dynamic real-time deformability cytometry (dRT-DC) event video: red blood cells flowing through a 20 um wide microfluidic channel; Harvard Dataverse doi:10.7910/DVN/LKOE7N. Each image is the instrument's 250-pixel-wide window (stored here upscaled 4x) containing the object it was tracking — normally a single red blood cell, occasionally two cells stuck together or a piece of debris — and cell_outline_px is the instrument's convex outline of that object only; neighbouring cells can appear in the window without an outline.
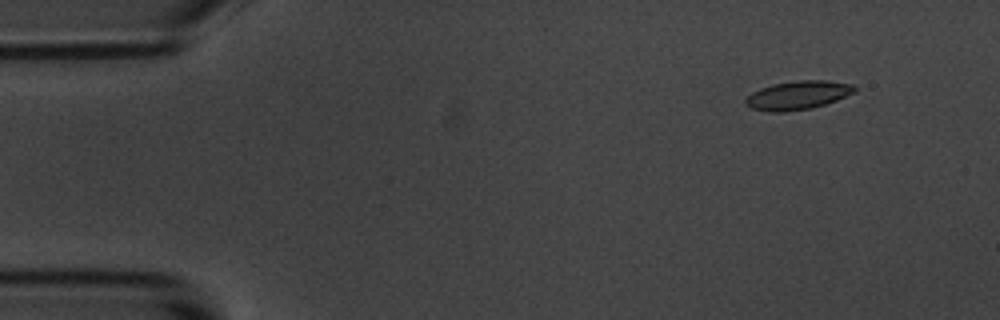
{"species": "common noctule bat (a hibernating species)", "species_latin": "Nyctalus noctula", "temperature_condition": "room temperature", "stored_images_in_passage": 4, "camera_frame_rate_fps": 3000, "um_per_image_px": 0.085, "animal": {"sex": "male", "body_mass_g": 20.1, "forearm_length_mm": 53.5}, "frame": {"image": 1, "passage_image": 1, "time_ms": 0.0, "image_size_px": [1000, 320], "cell_outline_px": [[856, 92], [836, 100], [812, 108], [784, 112], [772, 112], [752, 108], [744, 104], [744, 100], [752, 92], [760, 88], [772, 84], [796, 80], [824, 80], [856, 84]], "centroid_in_image_um": [67.83, 8.08], "position_along_channel_um": 17.2, "area_um2": 18.32}}
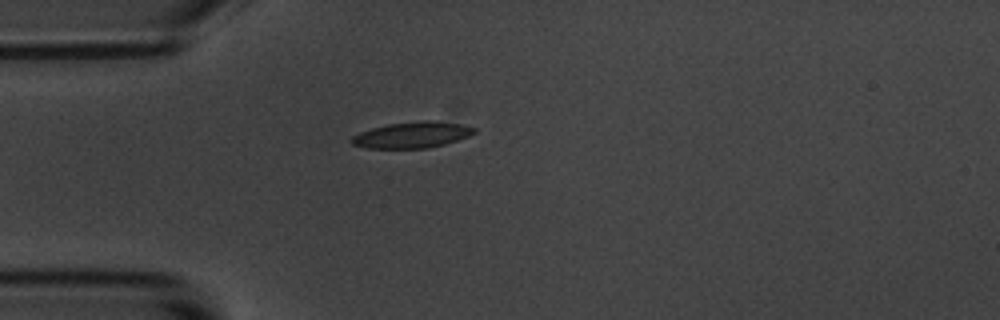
{"frame": {"image": 2, "passage_image": 4, "time_ms": 3.333, "image_size_px": [1000, 320], "cell_outline_px": [[476, 132], [468, 136], [444, 144], [428, 148], [364, 148], [352, 144], [348, 140], [352, 136], [360, 132], [372, 128], [388, 124], [424, 120], [432, 120], [460, 124], [476, 128]], "centroid_in_image_um": [34.99, 11.47], "position_along_channel_um": 50.0, "area_um2": 18.61}}